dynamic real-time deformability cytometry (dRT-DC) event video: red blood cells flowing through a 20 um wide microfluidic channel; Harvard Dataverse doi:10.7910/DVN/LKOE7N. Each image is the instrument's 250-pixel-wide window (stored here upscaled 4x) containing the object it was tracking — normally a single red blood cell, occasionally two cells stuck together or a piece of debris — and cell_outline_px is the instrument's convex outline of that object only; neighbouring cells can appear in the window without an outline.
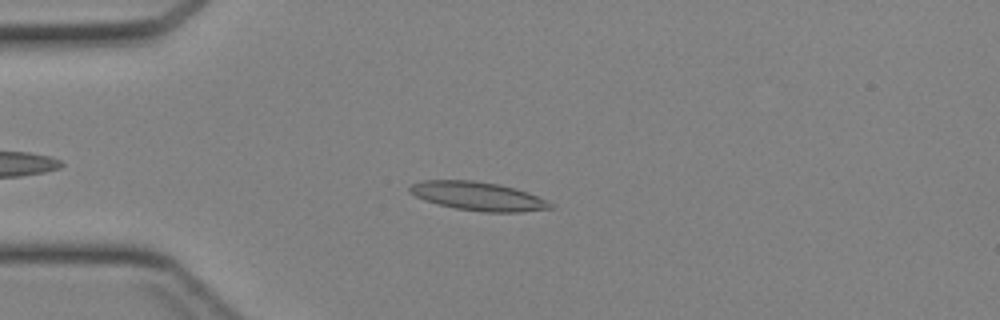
{"species": "Egyptian fruit bat (a non-hibernating species)", "species_latin": "Rousettus aegyptiacus", "temperature_condition": "cold", "stored_images_in_passage": 40, "camera_frame_rate_fps": 3000, "um_per_image_px": 0.085, "animal": {"sex": "female"}, "frame": {"image": 1, "passage_image": 7, "time_ms": 2.0, "image_size_px": [1000, 320], "cell_outline_px": [[556, 208], [520, 212], [484, 212], [456, 208], [424, 200], [408, 192], [408, 188], [412, 184], [424, 180], [476, 180], [500, 184], [516, 188], [528, 192], [548, 200]], "centroid_in_image_um": [40.68, 16.67], "position_along_channel_um": 44.3, "area_um2": 23.64}}
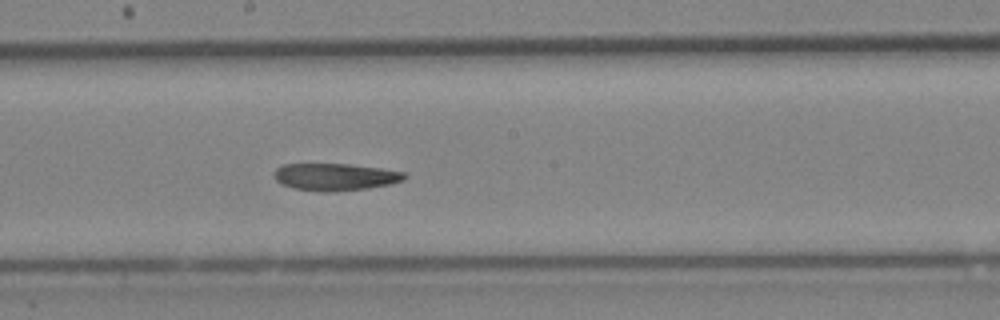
{"frame": {"image": 2, "passage_image": 20, "time_ms": 6.333, "image_size_px": [1000, 320], "cell_outline_px": [[408, 176], [404, 180], [392, 184], [368, 188], [332, 192], [324, 192], [292, 188], [276, 180], [272, 176], [272, 172], [276, 168], [284, 164], [348, 164], [380, 168], [404, 172]], "centroid_in_image_um": [28.49, 15.04], "position_along_channel_um": 219.7, "area_um2": 20.81}}
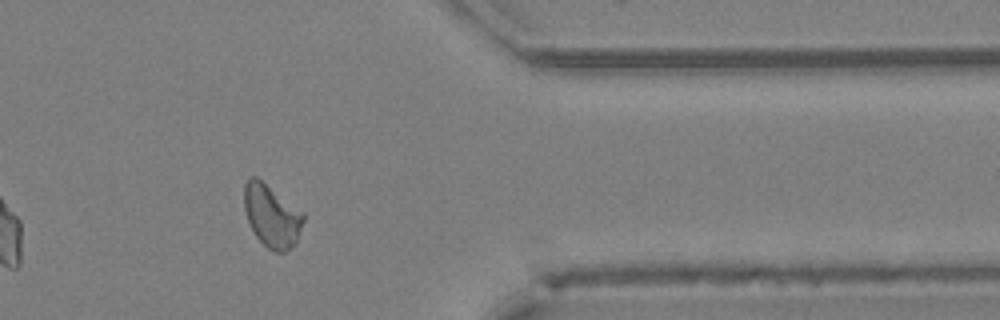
{"frame": {"image": 3, "passage_image": 32, "time_ms": 10.333, "image_size_px": [1000, 320], "cell_outline_px": [[304, 220], [296, 240], [284, 252], [276, 252], [268, 248], [256, 236], [248, 220], [244, 208], [244, 184], [248, 176], [256, 176], [304, 212]], "centroid_in_image_um": [23.08, 18.3], "position_along_channel_um": 388.3, "area_um2": 21.33}}